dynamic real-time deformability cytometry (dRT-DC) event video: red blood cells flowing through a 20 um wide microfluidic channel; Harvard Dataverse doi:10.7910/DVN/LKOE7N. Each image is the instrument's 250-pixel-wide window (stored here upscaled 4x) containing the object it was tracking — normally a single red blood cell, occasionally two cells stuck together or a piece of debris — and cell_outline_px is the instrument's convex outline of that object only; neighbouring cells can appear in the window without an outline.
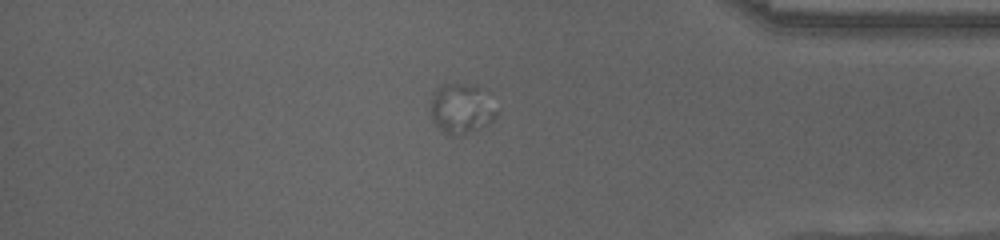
{"species": "human", "species_latin": "Homo sapiens", "temperature_condition": "cold", "stored_images_in_passage": 53, "camera_frame_rate_fps": 3000, "um_per_image_px": 0.085, "donor": {"sex": "female"}, "frame": {"image": 1, "passage_image": 46, "time_ms": 15.0, "image_size_px": [1000, 240], "cell_outline_px": [[496, 116], [488, 124], [480, 128], [460, 136], [452, 136], [444, 132], [432, 120], [432, 92], [440, 84], [476, 84], [480, 88], [496, 112]], "centroid_in_image_um": [39.17, 9.24], "position_along_channel_um": 396.0, "area_um2": 18.84}}
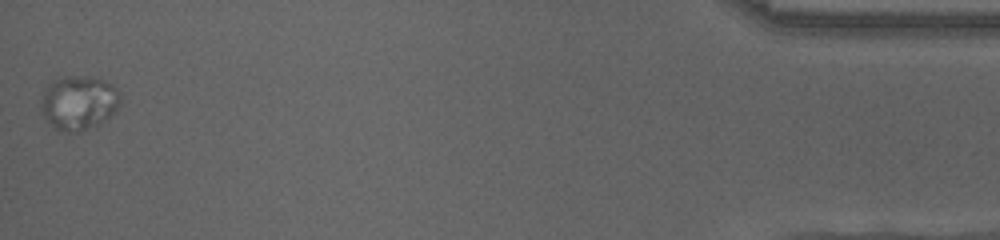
{"frame": {"image": 2, "passage_image": 53, "time_ms": 17.333, "image_size_px": [1000, 240], "cell_outline_px": [[120, 100], [116, 112], [104, 120], [80, 132], [68, 132], [56, 128], [44, 116], [40, 104], [40, 100], [48, 84], [52, 80], [64, 76], [92, 76], [104, 80], [112, 84], [120, 92]], "centroid_in_image_um": [6.7, 8.69], "position_along_channel_um": 428.5, "area_um2": 25.03}}